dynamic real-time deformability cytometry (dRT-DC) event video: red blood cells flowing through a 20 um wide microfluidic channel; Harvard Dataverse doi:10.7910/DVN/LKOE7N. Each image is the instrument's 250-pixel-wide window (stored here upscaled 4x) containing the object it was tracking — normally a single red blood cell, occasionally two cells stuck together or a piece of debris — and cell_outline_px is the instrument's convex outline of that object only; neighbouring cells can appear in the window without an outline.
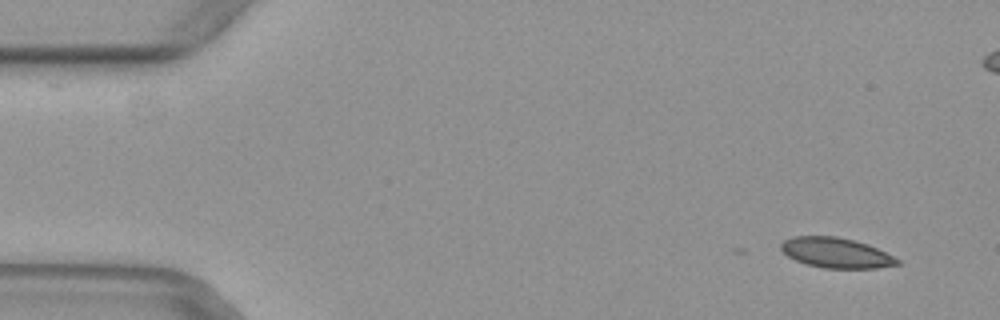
{"species": "common noctule bat (a hibernating species)", "species_latin": "Nyctalus noctula", "temperature_condition": "warm", "stored_images_in_passage": 10, "camera_frame_rate_fps": 3000, "um_per_image_px": 0.085, "animal": {"sex": "female", "body_mass_g": 29.2, "forearm_length_mm": 56.3}, "frame": {"image": 1, "passage_image": 4, "time_ms": 1.0, "image_size_px": [1000, 320], "cell_outline_px": [[900, 264], [876, 268], [824, 268], [808, 264], [796, 260], [788, 256], [780, 248], [780, 244], [784, 240], [792, 236], [836, 236], [868, 244], [900, 260]], "centroid_in_image_um": [71.05, 21.48], "position_along_channel_um": 14.0, "area_um2": 20.23}}